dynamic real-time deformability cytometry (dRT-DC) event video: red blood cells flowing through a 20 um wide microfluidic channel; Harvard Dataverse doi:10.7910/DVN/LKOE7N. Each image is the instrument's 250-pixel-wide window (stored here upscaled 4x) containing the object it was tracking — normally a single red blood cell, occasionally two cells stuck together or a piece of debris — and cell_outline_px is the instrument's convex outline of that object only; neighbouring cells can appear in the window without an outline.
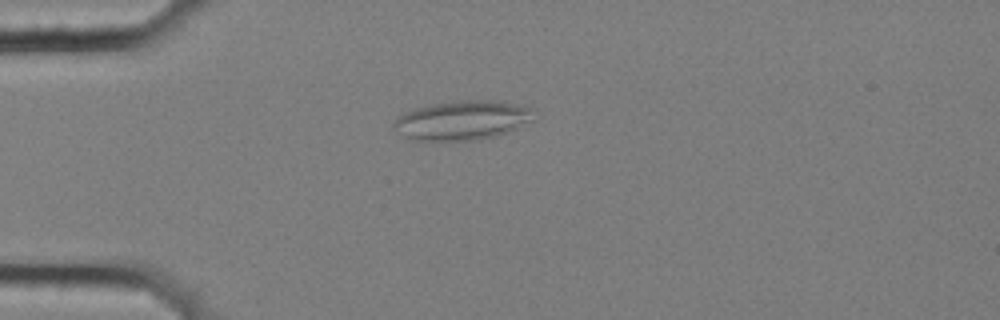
{"species": "common noctule bat (a hibernating species)", "species_latin": "Nyctalus noctula", "temperature_condition": "cold", "stored_images_in_passage": 13, "camera_frame_rate_fps": 3000, "um_per_image_px": 0.085, "animal": {"sex": "female", "body_mass_g": 25.1}, "frame": {"image": 1, "passage_image": 4, "time_ms": 1.0, "image_size_px": [1000, 320], "cell_outline_px": [[536, 120], [508, 132], [496, 136], [480, 140], [412, 140], [404, 136], [392, 128], [392, 124], [400, 116], [416, 108], [432, 104], [468, 100], [496, 100], [532, 108]], "centroid_in_image_um": [39.35, 10.24], "position_along_channel_um": 45.6, "area_um2": 32.02}}
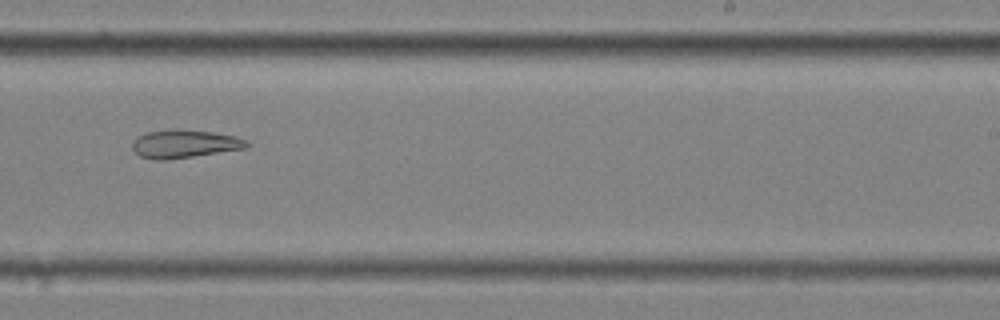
{"frame": {"image": 2, "passage_image": 10, "time_ms": 3.0, "image_size_px": [1000, 320], "cell_outline_px": [[252, 144], [244, 148], [192, 156], [164, 160], [156, 160], [140, 156], [132, 148], [132, 140], [136, 136], [148, 132], [172, 128], [212, 132], [236, 136], [248, 140]], "centroid_in_image_um": [15.66, 12.21], "position_along_channel_um": 273.3, "area_um2": 18.79}}
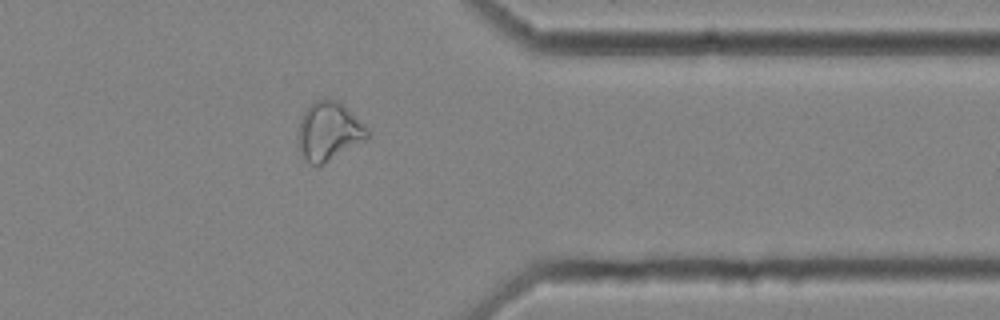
{"frame": {"image": 3, "passage_image": 13, "time_ms": 4.0, "image_size_px": [1000, 320], "cell_outline_px": [[368, 140], [324, 164], [312, 164], [300, 156], [296, 136], [300, 120], [304, 112], [316, 100], [340, 100], [368, 128]], "centroid_in_image_um": [27.95, 11.19], "position_along_channel_um": 383.4, "area_um2": 23.99}}